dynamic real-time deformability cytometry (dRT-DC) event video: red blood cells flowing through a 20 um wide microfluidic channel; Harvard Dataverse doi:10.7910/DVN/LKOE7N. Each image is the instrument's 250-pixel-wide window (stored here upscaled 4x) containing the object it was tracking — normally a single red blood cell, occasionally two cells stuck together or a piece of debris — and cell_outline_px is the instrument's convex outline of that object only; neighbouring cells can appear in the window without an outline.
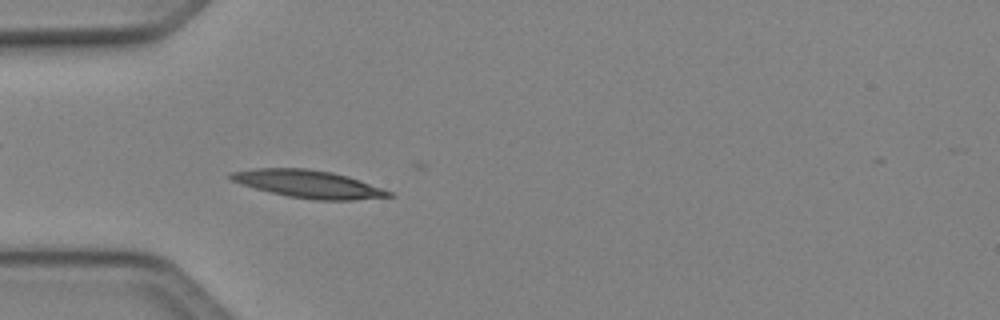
{"species": "Egyptian fruit bat (a non-hibernating species)", "species_latin": "Rousettus aegyptiacus", "temperature_condition": "cold", "stored_images_in_passage": 47, "camera_frame_rate_fps": 3000, "um_per_image_px": 0.085, "animal": {"sex": "female"}, "frame": {"image": 1, "passage_image": 18, "time_ms": 5.667, "image_size_px": [1000, 320], "cell_outline_px": [[396, 196], [352, 200], [312, 200], [288, 196], [256, 188], [232, 180], [228, 176], [228, 172], [256, 168], [304, 168], [332, 172], [348, 176], [360, 180], [392, 192]], "centroid_in_image_um": [26.24, 15.64], "position_along_channel_um": 58.8, "area_um2": 25.32}}
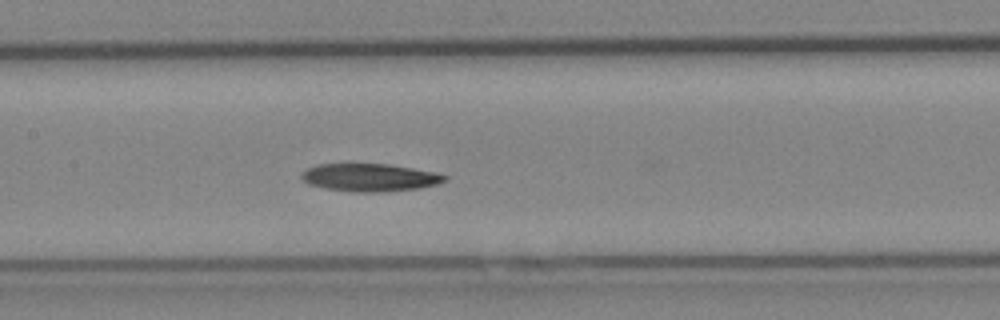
{"frame": {"image": 2, "passage_image": 27, "time_ms": 8.667, "image_size_px": [1000, 320], "cell_outline_px": [[448, 180], [436, 184], [420, 188], [380, 192], [352, 192], [324, 188], [308, 184], [300, 176], [308, 168], [316, 164], [348, 160], [388, 164], [436, 172], [448, 176]], "centroid_in_image_um": [31.38, 15.03], "position_along_channel_um": 176.0, "area_um2": 24.22}}
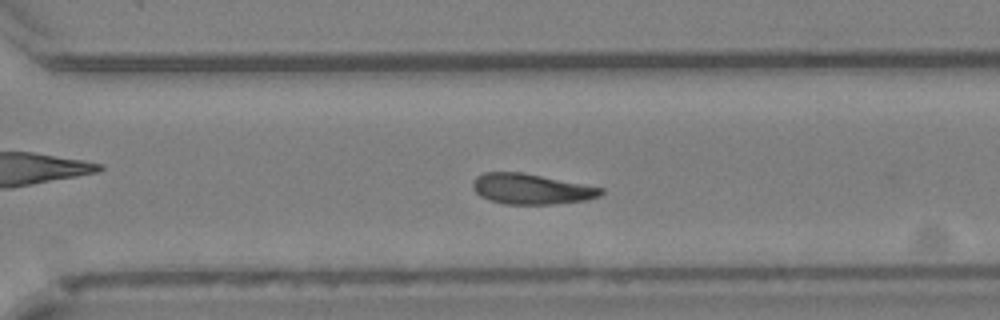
{"frame": {"image": 3, "passage_image": 38, "time_ms": 12.333, "image_size_px": [1000, 320], "cell_outline_px": [[604, 192], [600, 196], [584, 200], [556, 204], [504, 204], [488, 200], [480, 196], [472, 188], [472, 184], [476, 176], [484, 172], [520, 172], [604, 188]], "centroid_in_image_um": [45.12, 16.07], "position_along_channel_um": 325.5, "area_um2": 22.66}}